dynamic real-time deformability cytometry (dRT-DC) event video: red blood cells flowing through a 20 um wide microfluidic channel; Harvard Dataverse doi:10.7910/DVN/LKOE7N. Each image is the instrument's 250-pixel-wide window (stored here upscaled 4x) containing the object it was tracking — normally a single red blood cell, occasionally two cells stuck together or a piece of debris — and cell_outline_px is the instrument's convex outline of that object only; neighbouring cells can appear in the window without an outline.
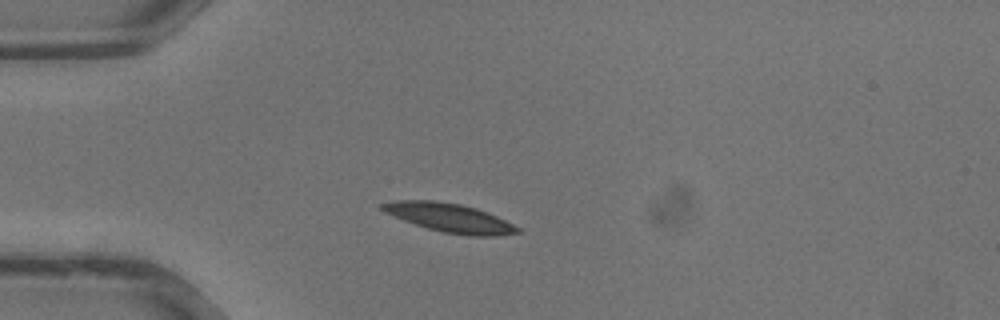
{"species": "common noctule bat (a hibernating species)", "species_latin": "Nyctalus noctula", "temperature_condition": "warm", "stored_images_in_passage": 24, "camera_frame_rate_fps": 3000, "um_per_image_px": 0.085, "animal": {"sex": "male", "body_mass_g": 13.3}, "frame": {"image": 1, "passage_image": 1, "time_ms": 0.0, "image_size_px": [1000, 320], "cell_outline_px": [[520, 232], [496, 236], [468, 236], [444, 232], [428, 228], [404, 220], [384, 212], [380, 208], [380, 204], [392, 200], [436, 200], [460, 204], [476, 208], [496, 216], [520, 228]], "centroid_in_image_um": [38.19, 18.5], "position_along_channel_um": 46.8, "area_um2": 22.54}}
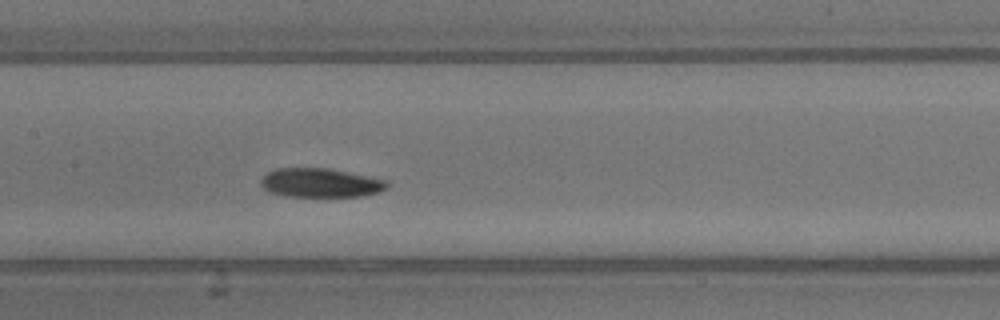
{"frame": {"image": 2, "passage_image": 9, "time_ms": 2.667, "image_size_px": [1000, 320], "cell_outline_px": [[388, 188], [380, 192], [360, 196], [288, 196], [268, 192], [260, 184], [260, 180], [268, 172], [276, 168], [328, 168], [388, 180]], "centroid_in_image_um": [27.25, 15.54], "position_along_channel_um": 180.2, "area_um2": 21.33}}
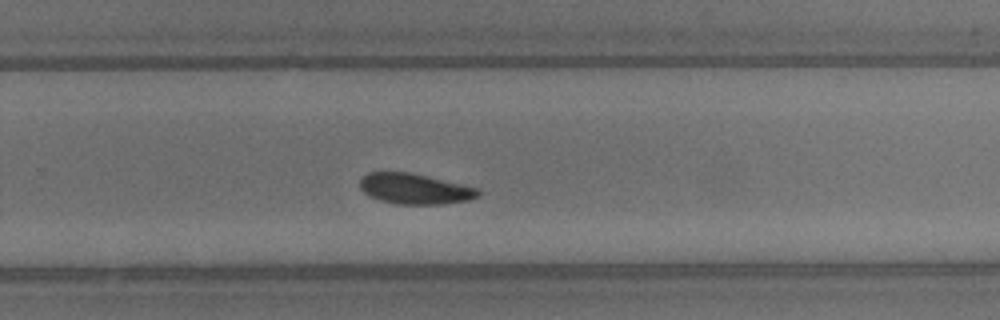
{"frame": {"image": 3, "passage_image": 15, "time_ms": 4.667, "image_size_px": [1000, 320], "cell_outline_px": [[480, 196], [468, 200], [440, 204], [396, 204], [380, 200], [368, 196], [360, 188], [360, 180], [368, 172], [408, 172], [480, 188]], "centroid_in_image_um": [35.26, 16.05], "position_along_channel_um": 294.5, "area_um2": 20.98}}